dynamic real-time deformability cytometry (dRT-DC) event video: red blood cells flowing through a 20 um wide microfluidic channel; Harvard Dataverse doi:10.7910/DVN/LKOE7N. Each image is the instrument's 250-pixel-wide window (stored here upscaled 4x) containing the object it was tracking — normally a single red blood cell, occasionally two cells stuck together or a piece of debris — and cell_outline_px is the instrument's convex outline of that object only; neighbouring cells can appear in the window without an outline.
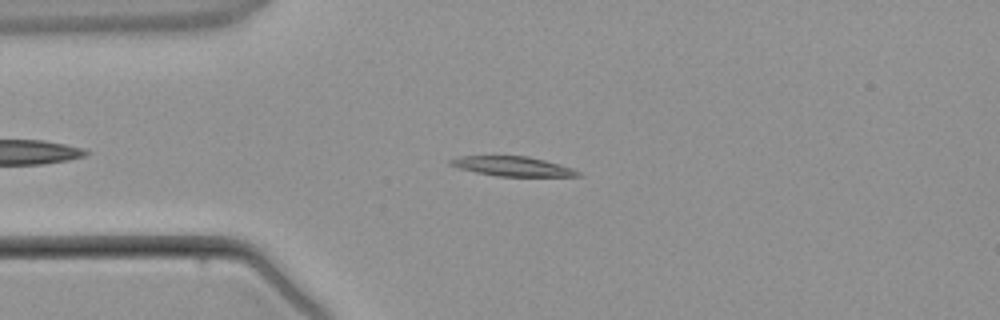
{"species": "common noctule bat (a hibernating species)", "species_latin": "Nyctalus noctula", "temperature_condition": "warm", "stored_images_in_passage": 2, "camera_frame_rate_fps": 3000, "um_per_image_px": 0.085, "animal": {"sex": "male", "body_mass_g": 21.5, "forearm_length_mm": 52.0}, "frame": {"image": 1, "passage_image": 1, "time_ms": 0.0, "image_size_px": [1000, 320], "cell_outline_px": [[584, 176], [496, 176], [476, 172], [460, 168], [448, 164], [448, 160], [460, 156], [528, 156], [544, 160], [572, 168], [580, 172]], "centroid_in_image_um": [43.56, 14.13], "position_along_channel_um": 41.4, "area_um2": 14.45}}